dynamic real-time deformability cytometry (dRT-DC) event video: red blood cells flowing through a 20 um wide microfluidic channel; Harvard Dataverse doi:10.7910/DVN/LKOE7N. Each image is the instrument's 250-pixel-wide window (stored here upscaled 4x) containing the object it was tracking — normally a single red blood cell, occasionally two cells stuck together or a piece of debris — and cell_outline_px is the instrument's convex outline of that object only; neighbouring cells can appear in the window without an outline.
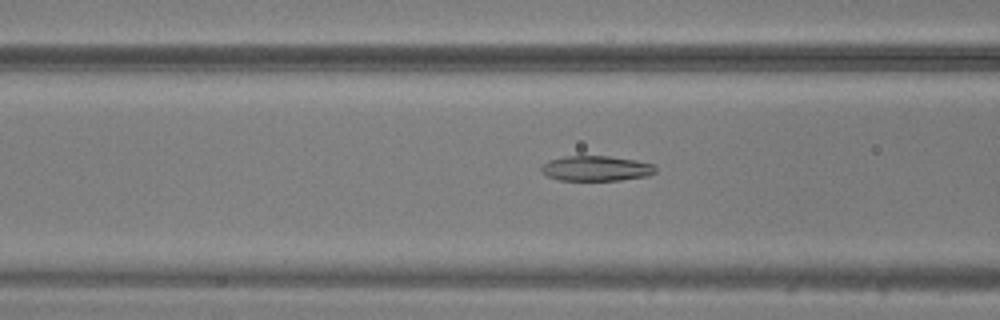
{"species": "common noctule bat (a hibernating species)", "species_latin": "Nyctalus noctula", "temperature_condition": "warm", "stored_images_in_passage": 37, "camera_frame_rate_fps": 3000, "um_per_image_px": 0.085, "animal": {"sex": "male", "body_mass_g": 20.5, "forearm_length_mm": 52.5}, "frame": {"image": 1, "passage_image": 8, "time_ms": 2.333, "image_size_px": [1000, 320], "cell_outline_px": [[656, 172], [648, 176], [620, 180], [560, 180], [548, 176], [540, 168], [548, 160], [564, 156], [608, 156], [636, 160], [656, 164]], "centroid_in_image_um": [50.73, 14.31], "position_along_channel_um": 115.9, "area_um2": 16.76}}
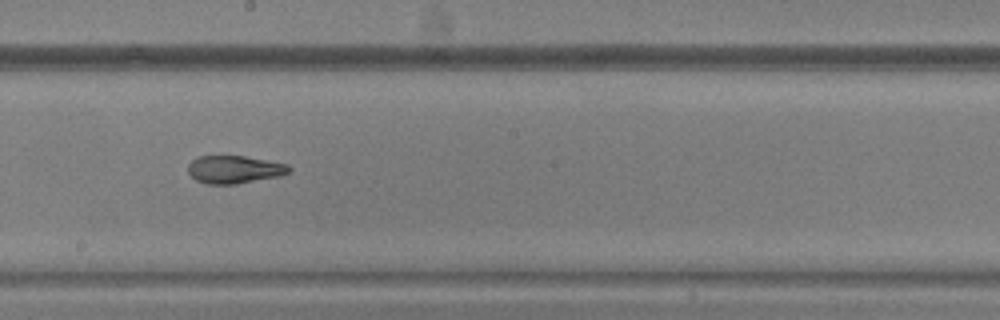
{"frame": {"image": 2, "passage_image": 16, "time_ms": 5.0, "image_size_px": [1000, 320], "cell_outline_px": [[292, 168], [288, 172], [280, 176], [236, 184], [208, 184], [196, 180], [188, 172], [188, 164], [192, 160], [200, 156], [244, 156], [288, 164]], "centroid_in_image_um": [19.92, 14.4], "position_along_channel_um": 228.3, "area_um2": 16.3}}
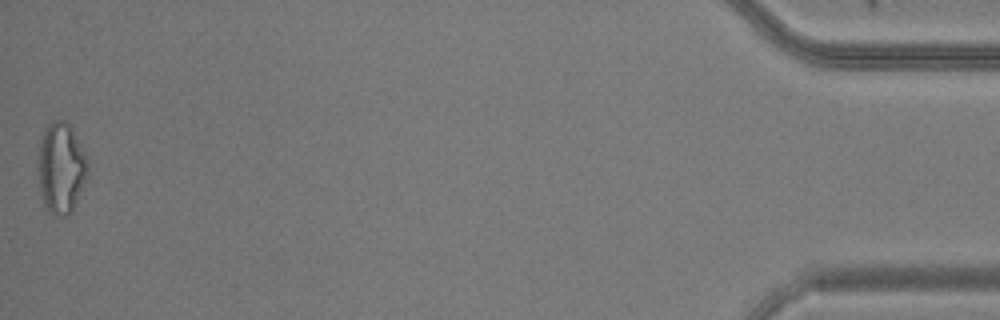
{"frame": {"image": 3, "passage_image": 37, "time_ms": 12.0, "image_size_px": [1000, 320], "cell_outline_px": [[88, 176], [72, 212], [64, 216], [52, 216], [44, 200], [40, 188], [36, 164], [40, 140], [48, 124], [52, 120], [64, 120], [72, 128], [88, 160]], "centroid_in_image_um": [5.19, 14.27], "position_along_channel_um": 430.0, "area_um2": 26.47}}